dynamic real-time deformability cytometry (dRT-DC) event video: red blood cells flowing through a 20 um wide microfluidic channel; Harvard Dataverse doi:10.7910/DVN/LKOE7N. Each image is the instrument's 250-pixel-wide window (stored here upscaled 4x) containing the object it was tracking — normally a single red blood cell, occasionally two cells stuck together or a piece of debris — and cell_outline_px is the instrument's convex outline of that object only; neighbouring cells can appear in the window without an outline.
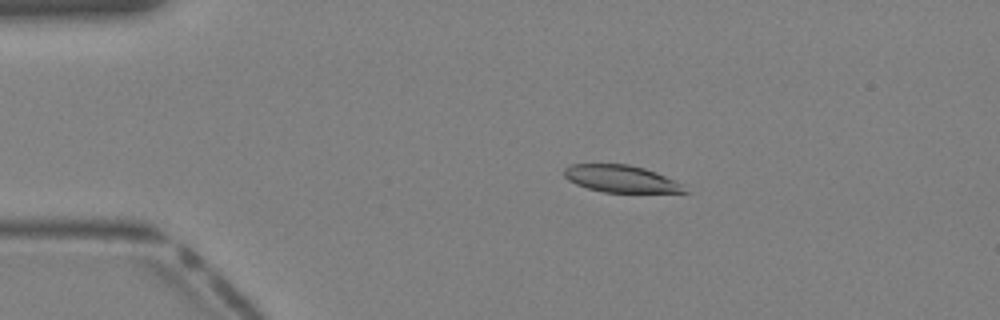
{"species": "Egyptian fruit bat (a non-hibernating species)", "species_latin": "Rousettus aegyptiacus", "temperature_condition": "warm", "stored_images_in_passage": 41, "camera_frame_rate_fps": 3000, "um_per_image_px": 0.085, "animal": {"sex": "female"}, "frame": {"image": 1, "passage_image": 8, "time_ms": 2.333, "image_size_px": [1000, 320], "cell_outline_px": [[688, 192], [604, 192], [588, 188], [576, 184], [568, 180], [564, 176], [564, 168], [572, 164], [628, 164], [644, 168], [656, 172], [680, 184]], "centroid_in_image_um": [52.71, 15.18], "position_along_channel_um": 32.3, "area_um2": 18.67}}
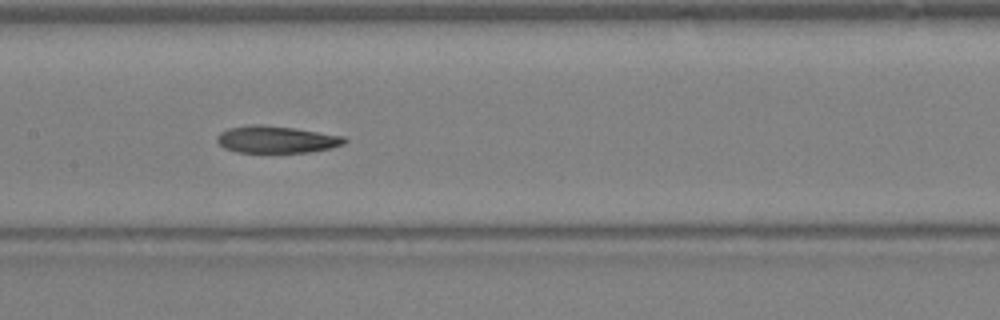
{"frame": {"image": 2, "passage_image": 20, "time_ms": 6.333, "image_size_px": [1000, 320], "cell_outline_px": [[348, 140], [344, 144], [332, 148], [308, 152], [236, 152], [224, 148], [216, 140], [216, 136], [220, 132], [228, 128], [248, 124], [260, 124], [296, 128], [344, 136]], "centroid_in_image_um": [23.49, 11.84], "position_along_channel_um": 183.9, "area_um2": 20.29}}
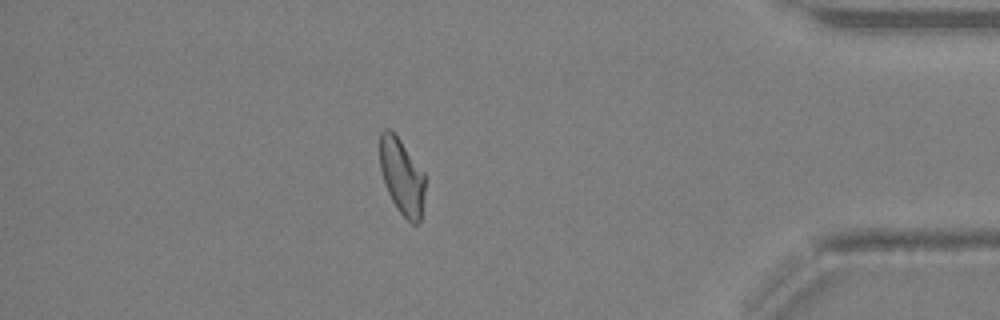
{"frame": {"image": 3, "passage_image": 35, "time_ms": 11.333, "image_size_px": [1000, 320], "cell_outline_px": [[424, 192], [420, 220], [416, 224], [412, 224], [396, 208], [388, 192], [380, 168], [380, 132], [384, 128], [388, 128], [400, 140], [424, 172]], "centroid_in_image_um": [34.15, 14.99], "position_along_channel_um": 401.1, "area_um2": 19.65}}